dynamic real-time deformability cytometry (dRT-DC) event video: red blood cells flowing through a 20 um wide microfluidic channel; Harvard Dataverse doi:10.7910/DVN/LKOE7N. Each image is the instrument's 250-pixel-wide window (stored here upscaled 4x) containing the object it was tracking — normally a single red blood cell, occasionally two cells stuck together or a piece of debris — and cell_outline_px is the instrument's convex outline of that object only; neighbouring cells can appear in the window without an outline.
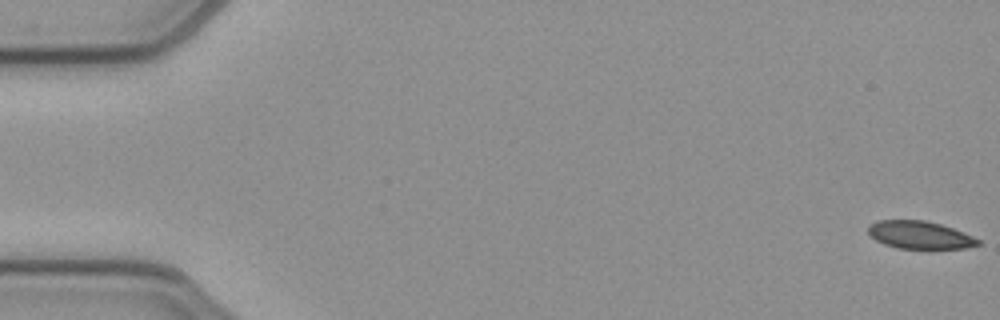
{"species": "common noctule bat (a hibernating species)", "species_latin": "Nyctalus noctula", "temperature_condition": "cold", "stored_images_in_passage": 53, "camera_frame_rate_fps": 3000, "um_per_image_px": 0.085, "animal": {"sex": "female", "body_mass_g": 21.9}, "frame": {"image": 1, "passage_image": 1, "time_ms": 0.0, "image_size_px": [1000, 320], "cell_outline_px": [[980, 244], [964, 248], [896, 248], [884, 244], [876, 240], [868, 232], [868, 228], [876, 220], [924, 220], [940, 224], [964, 232], [980, 240]], "centroid_in_image_um": [78.17, 19.96], "position_along_channel_um": 6.8, "area_um2": 17.51}}
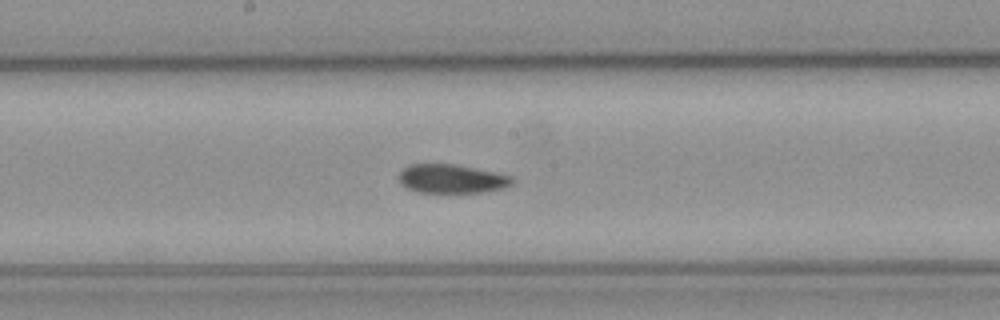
{"frame": {"image": 2, "passage_image": 28, "time_ms": 9.0, "image_size_px": [1000, 320], "cell_outline_px": [[512, 184], [504, 188], [480, 192], [420, 192], [408, 188], [400, 184], [400, 172], [408, 164], [456, 164], [496, 172], [512, 176]], "centroid_in_image_um": [38.4, 15.18], "position_along_channel_um": 209.8, "area_um2": 18.9}}
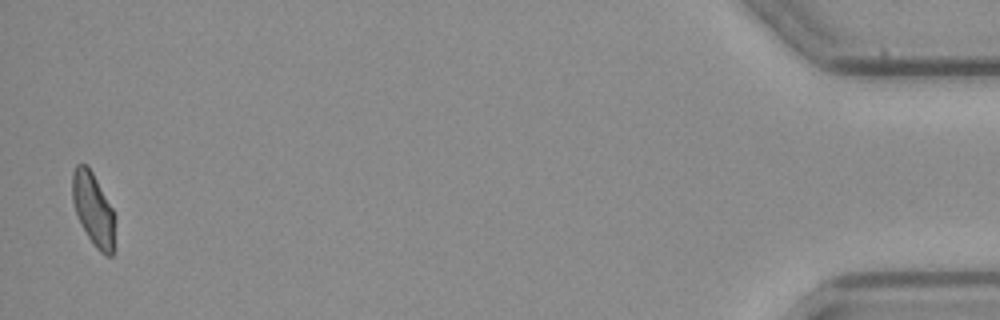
{"frame": {"image": 3, "passage_image": 52, "time_ms": 17.0, "image_size_px": [1000, 320], "cell_outline_px": [[116, 216], [112, 256], [104, 256], [96, 248], [88, 236], [76, 212], [72, 200], [72, 172], [76, 164], [88, 164], [112, 208]], "centroid_in_image_um": [7.94, 17.77], "position_along_channel_um": 427.3, "area_um2": 18.09}, "authors_computed_cell_mechanics": {"area_um2": 19.363, "velocity_mm_per_s": 3.9171, "shape_relaxation_time_tau1_ms": 7.9785, "shape_relaxation_time_tau2_ms": 3.5386, "deformation_change_tau1": 0.1302, "deformation_change_tau2": 0.0567}}